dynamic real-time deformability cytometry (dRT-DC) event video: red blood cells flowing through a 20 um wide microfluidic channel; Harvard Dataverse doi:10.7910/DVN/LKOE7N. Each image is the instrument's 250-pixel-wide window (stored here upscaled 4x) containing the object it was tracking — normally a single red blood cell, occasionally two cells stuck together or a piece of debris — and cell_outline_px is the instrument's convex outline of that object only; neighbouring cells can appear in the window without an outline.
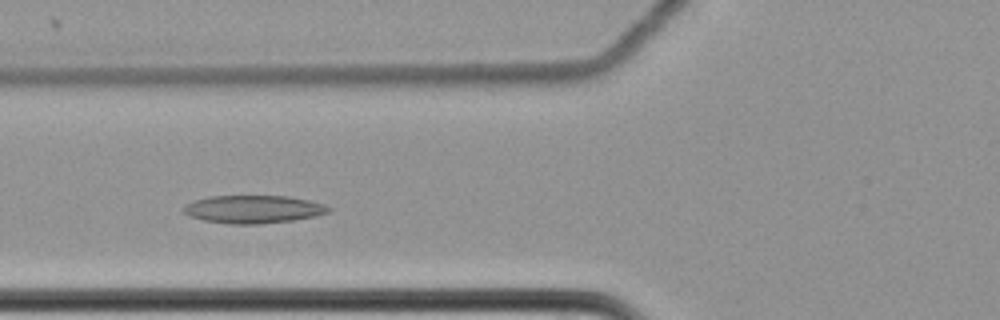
{"species": "common noctule bat (a hibernating species)", "species_latin": "Nyctalus noctula", "temperature_condition": "cold", "stored_images_in_passage": 52, "camera_frame_rate_fps": 3000, "um_per_image_px": 0.085, "animal": {"sex": "female", "body_mass_g": 22.7, "forearm_length_mm": 54.2}, "frame": {"image": 1, "passage_image": 17, "time_ms": 5.333, "image_size_px": [1000, 320], "cell_outline_px": [[332, 208], [328, 212], [316, 216], [292, 220], [260, 224], [228, 224], [204, 220], [188, 216], [180, 208], [196, 200], [208, 196], [288, 196], [308, 200], [324, 204]], "centroid_in_image_um": [21.52, 17.79], "position_along_channel_um": 104.3, "area_um2": 23.58}}
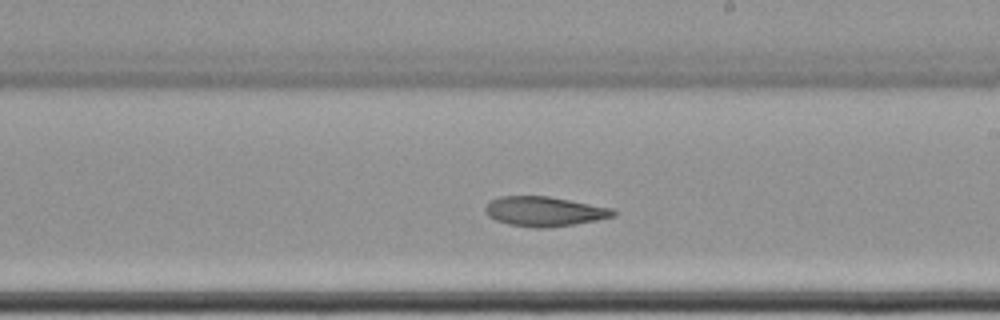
{"frame": {"image": 2, "passage_image": 29, "time_ms": 9.333, "image_size_px": [1000, 320], "cell_outline_px": [[616, 216], [576, 224], [544, 228], [536, 228], [508, 224], [496, 220], [488, 216], [484, 212], [484, 208], [492, 200], [500, 196], [548, 196], [612, 208], [616, 212]], "centroid_in_image_um": [46.26, 17.97], "position_along_channel_um": 242.7, "area_um2": 22.08}}
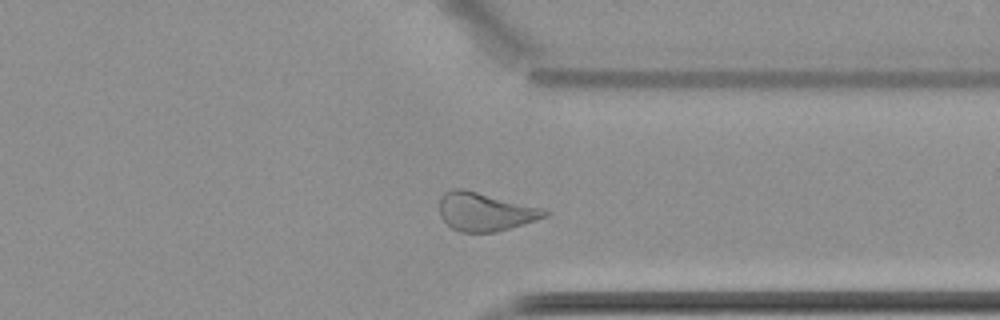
{"frame": {"image": 3, "passage_image": 40, "time_ms": 13.0, "image_size_px": [1000, 320], "cell_outline_px": [[548, 216], [496, 232], [460, 232], [452, 228], [440, 216], [440, 196], [444, 192], [452, 188], [464, 188], [544, 208], [548, 212]], "centroid_in_image_um": [41.21, 17.97], "position_along_channel_um": 370.2, "area_um2": 23.64}}